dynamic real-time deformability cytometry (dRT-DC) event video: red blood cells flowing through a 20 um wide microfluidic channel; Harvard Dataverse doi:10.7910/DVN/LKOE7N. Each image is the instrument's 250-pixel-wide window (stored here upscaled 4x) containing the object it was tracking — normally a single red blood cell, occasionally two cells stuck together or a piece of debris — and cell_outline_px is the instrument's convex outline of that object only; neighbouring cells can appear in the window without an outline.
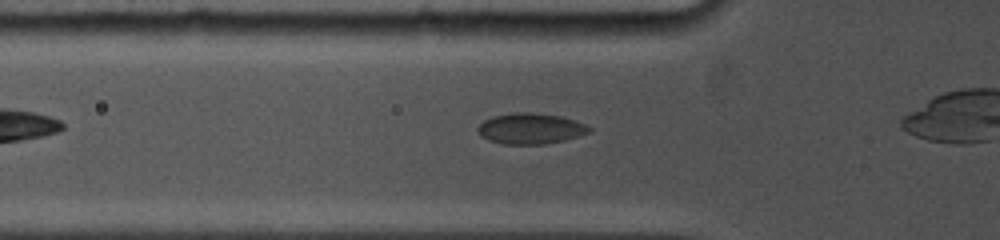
{"species": "common noctule bat (a hibernating species)", "species_latin": "Nyctalus noctula", "temperature_condition": "cold", "stored_images_in_passage": 4, "camera_frame_rate_fps": 5000, "um_per_image_px": 0.085, "animal": {"sex": "female", "body_mass_g": 19.0, "forearm_length_mm": 53.3}, "frame": {"image": 1, "passage_image": 2, "time_ms": 0.4, "image_size_px": [1000, 240], "cell_outline_px": [[592, 132], [564, 140], [544, 144], [504, 144], [488, 140], [480, 136], [476, 128], [484, 120], [492, 116], [512, 112], [532, 112], [560, 116], [576, 120], [592, 128]], "centroid_in_image_um": [45.08, 10.92], "position_along_channel_um": 80.7, "area_um2": 20.17}}